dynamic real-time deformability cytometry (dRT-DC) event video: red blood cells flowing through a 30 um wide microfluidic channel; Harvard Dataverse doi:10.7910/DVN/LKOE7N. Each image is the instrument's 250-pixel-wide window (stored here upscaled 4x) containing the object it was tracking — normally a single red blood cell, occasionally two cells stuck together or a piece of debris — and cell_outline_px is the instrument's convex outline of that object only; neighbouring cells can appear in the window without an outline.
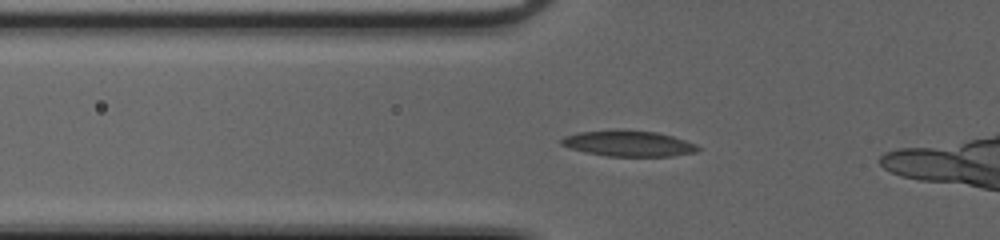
{"species": "common noctule bat (a hibernating species)", "species_latin": "Nyctalus noctula", "temperature_condition": "cold", "stored_images_in_passage": 40, "camera_frame_rate_fps": 3000, "um_per_image_px": 0.085, "animal": {"sex": "female", "body_mass_g": 20.0, "forearm_length_mm": 54.0}, "frame": {"image": 1, "passage_image": 9, "time_ms": 2.667, "image_size_px": [1000, 240], "cell_outline_px": [[700, 148], [696, 152], [672, 156], [608, 156], [588, 152], [572, 148], [560, 144], [560, 140], [564, 136], [576, 132], [616, 128], [656, 132], [672, 136], [696, 144]], "centroid_in_image_um": [53.39, 12.17], "position_along_channel_um": 72.4, "area_um2": 20.69}}
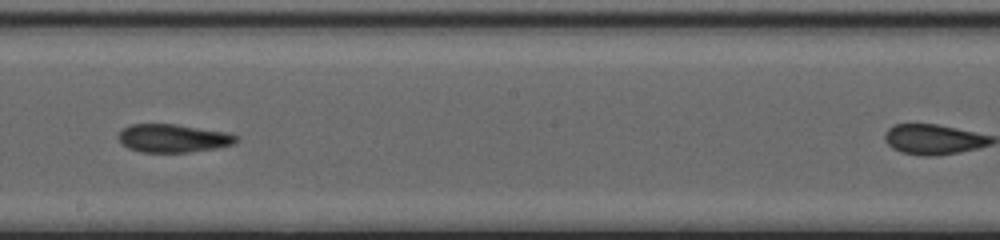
{"frame": {"image": 2, "passage_image": 21, "time_ms": 6.667, "image_size_px": [1000, 240], "cell_outline_px": [[240, 140], [232, 144], [216, 148], [188, 152], [140, 152], [128, 148], [116, 136], [124, 128], [132, 124], [176, 124], [228, 132], [240, 136]], "centroid_in_image_um": [14.76, 11.74], "position_along_channel_um": 233.4, "area_um2": 19.42}}
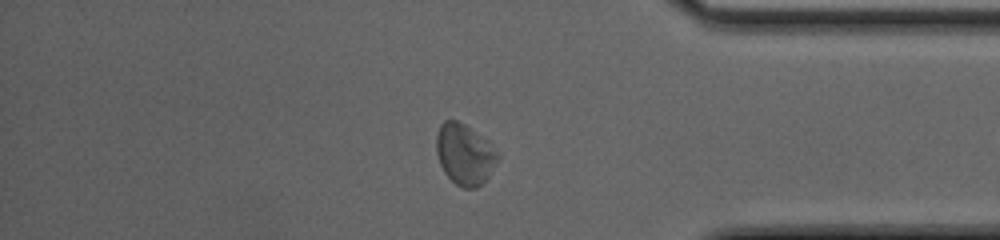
{"frame": {"image": 3, "passage_image": 34, "time_ms": 11.0, "image_size_px": [1000, 240], "cell_outline_px": [[500, 156], [488, 176], [476, 188], [464, 188], [456, 184], [444, 172], [440, 164], [436, 152], [436, 136], [440, 124], [444, 120], [456, 120], [464, 124], [480, 136]], "centroid_in_image_um": [39.45, 13.12], "position_along_channel_um": 395.8, "area_um2": 21.21}}